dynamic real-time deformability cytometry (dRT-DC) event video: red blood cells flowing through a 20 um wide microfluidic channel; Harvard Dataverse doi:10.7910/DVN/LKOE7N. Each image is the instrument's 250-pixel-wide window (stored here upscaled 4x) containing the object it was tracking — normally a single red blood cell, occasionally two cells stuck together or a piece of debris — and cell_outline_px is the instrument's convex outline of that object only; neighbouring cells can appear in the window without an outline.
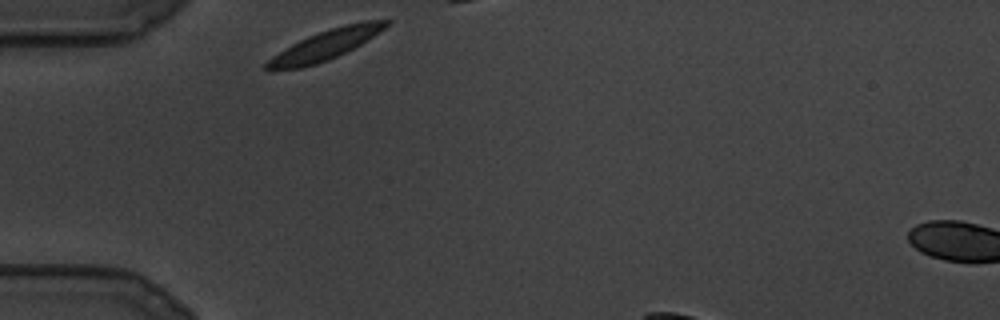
{"species": "common noctule bat (a hibernating species)", "species_latin": "Nyctalus noctula", "temperature_condition": "cold", "stored_images_in_passage": 51, "camera_frame_rate_fps": 3000, "um_per_image_px": 0.085, "animal": {"sex": "male", "body_mass_g": 19.5, "forearm_length_mm": 54.6}, "frame": {"image": 1, "passage_image": 1, "time_ms": 0.0, "image_size_px": [1000, 320], "cell_outline_px": [[392, 20], [384, 28], [360, 44], [328, 60], [316, 64], [300, 68], [268, 72], [264, 68], [264, 64], [272, 56], [292, 44], [308, 36], [344, 24], [364, 20]], "centroid_in_image_um": [27.57, 3.85], "position_along_channel_um": 57.4, "area_um2": 20.52}}
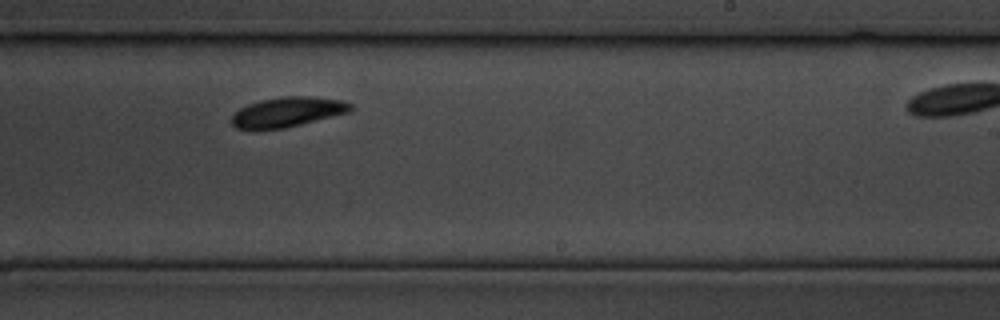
{"frame": {"image": 2, "passage_image": 29, "time_ms": 9.333, "image_size_px": [1000, 320], "cell_outline_px": [[352, 108], [348, 112], [284, 128], [236, 128], [232, 124], [232, 116], [240, 108], [248, 104], [260, 100], [284, 96], [308, 96], [340, 100], [352, 104]], "centroid_in_image_um": [24.43, 9.5], "position_along_channel_um": 264.6, "area_um2": 20.11}}
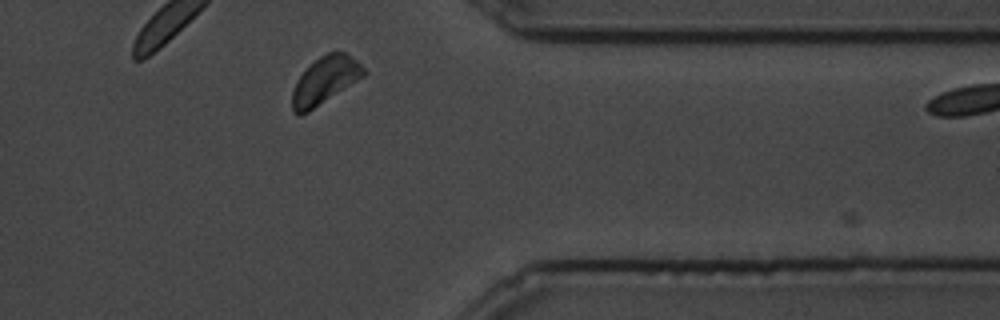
{"frame": {"image": 3, "passage_image": 50, "time_ms": 16.333, "image_size_px": [1000, 320], "cell_outline_px": [[368, 72], [364, 76], [308, 112], [300, 116], [292, 112], [292, 88], [296, 80], [320, 56], [328, 52], [344, 52], [356, 60]], "centroid_in_image_um": [27.6, 6.86], "position_along_channel_um": 383.8, "area_um2": 19.42}}